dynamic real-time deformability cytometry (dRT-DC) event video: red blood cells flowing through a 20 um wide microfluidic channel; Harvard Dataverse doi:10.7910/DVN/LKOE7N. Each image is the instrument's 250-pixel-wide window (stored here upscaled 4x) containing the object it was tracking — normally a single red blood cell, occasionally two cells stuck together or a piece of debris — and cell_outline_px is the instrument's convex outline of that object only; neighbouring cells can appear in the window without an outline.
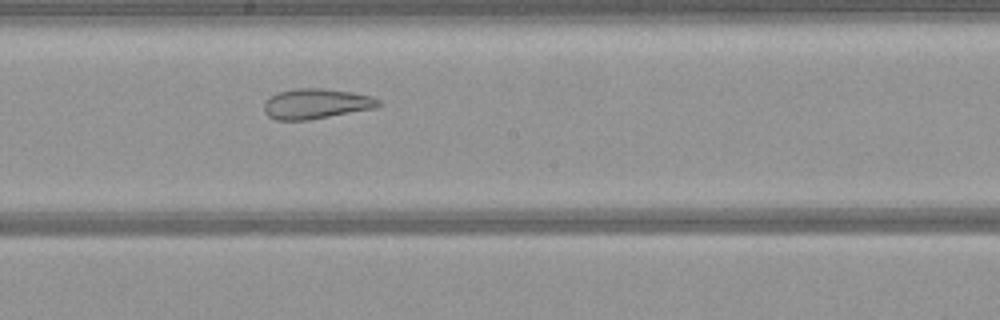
{"species": "common noctule bat (a hibernating species)", "species_latin": "Nyctalus noctula", "temperature_condition": "warm", "stored_images_in_passage": 48, "camera_frame_rate_fps": 3000, "um_per_image_px": 0.085, "animal": {"sex": "female", "body_mass_g": 21.9}, "frame": {"image": 1, "passage_image": 24, "time_ms": 7.667, "image_size_px": [1000, 320], "cell_outline_px": [[380, 104], [376, 108], [308, 120], [276, 120], [268, 116], [264, 112], [264, 100], [276, 92], [296, 88], [324, 88], [352, 92], [372, 96], [380, 100]], "centroid_in_image_um": [26.84, 8.81], "position_along_channel_um": 221.4, "area_um2": 20.35}}
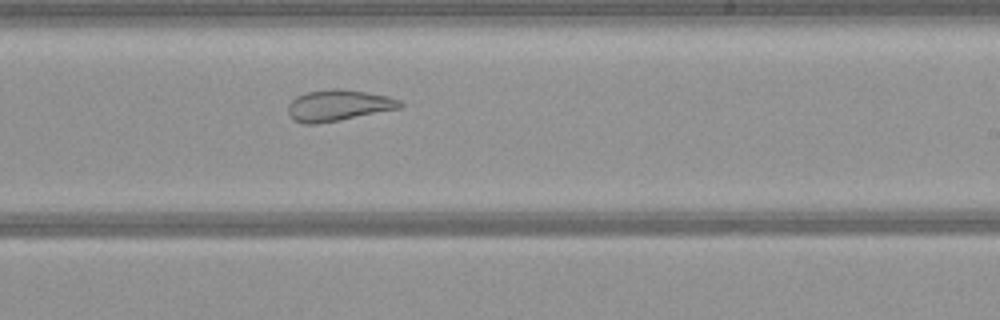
{"frame": {"image": 2, "passage_image": 27, "time_ms": 8.667, "image_size_px": [1000, 320], "cell_outline_px": [[404, 104], [400, 108], [340, 120], [316, 124], [304, 124], [292, 120], [288, 112], [288, 104], [296, 96], [308, 92], [332, 88], [336, 88], [364, 92], [388, 96], [400, 100]], "centroid_in_image_um": [28.73, 8.97], "position_along_channel_um": 260.3, "area_um2": 20.29}}
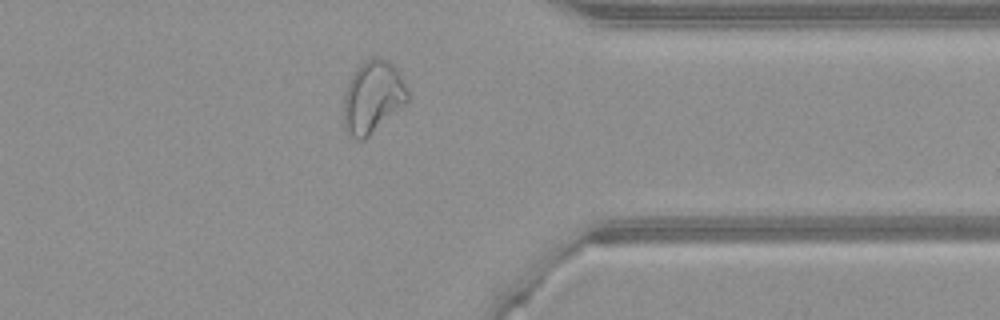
{"frame": {"image": 3, "passage_image": 37, "time_ms": 12.0, "image_size_px": [1000, 320], "cell_outline_px": [[408, 100], [404, 104], [364, 140], [356, 140], [344, 128], [344, 96], [348, 84], [352, 76], [360, 64], [372, 56], [376, 56], [388, 60], [396, 68], [408, 92]], "centroid_in_image_um": [31.67, 8.24], "position_along_channel_um": 379.7, "area_um2": 26.47}}